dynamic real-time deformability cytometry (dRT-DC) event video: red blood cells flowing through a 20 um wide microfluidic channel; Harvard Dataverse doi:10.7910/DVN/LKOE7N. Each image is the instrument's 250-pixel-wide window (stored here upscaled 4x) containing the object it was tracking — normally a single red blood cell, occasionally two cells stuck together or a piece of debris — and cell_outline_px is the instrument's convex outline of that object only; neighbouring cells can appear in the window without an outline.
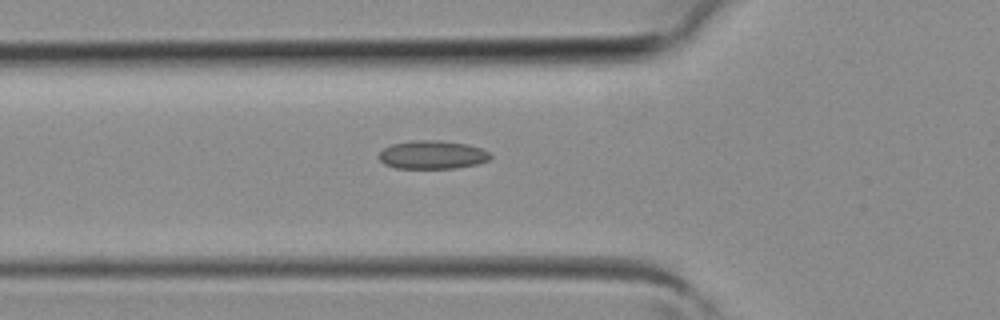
{"species": "common noctule bat (a hibernating species)", "species_latin": "Nyctalus noctula", "temperature_condition": "room temperature", "stored_images_in_passage": 38, "camera_frame_rate_fps": 3000, "um_per_image_px": 0.085, "animal": {"sex": "female", "body_mass_g": 19.3, "forearm_length_mm": 54.1}, "frame": {"image": 1, "passage_image": 13, "time_ms": 4.0, "image_size_px": [1000, 320], "cell_outline_px": [[492, 156], [488, 160], [476, 164], [456, 168], [396, 168], [384, 164], [376, 156], [384, 148], [392, 144], [412, 140], [440, 140], [464, 144], [480, 148], [488, 152]], "centroid_in_image_um": [36.7, 13.16], "position_along_channel_um": 89.1, "area_um2": 18.38}}
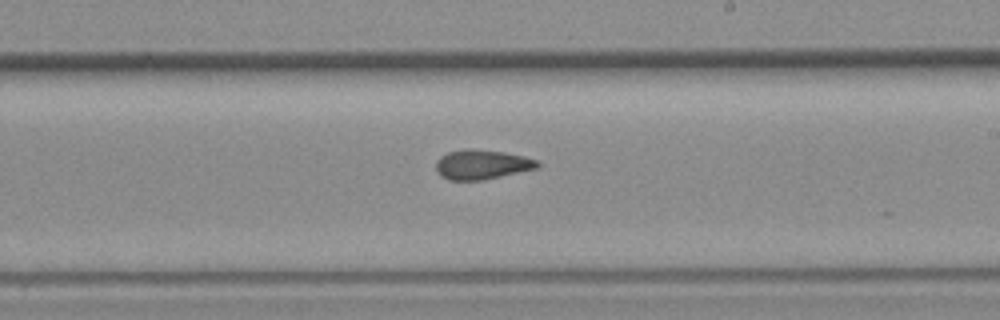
{"frame": {"image": 2, "passage_image": 22, "time_ms": 7.0, "image_size_px": [1000, 320], "cell_outline_px": [[540, 168], [480, 180], [448, 180], [440, 176], [436, 172], [436, 160], [440, 156], [448, 152], [464, 148], [468, 148], [504, 152], [524, 156], [540, 160]], "centroid_in_image_um": [40.96, 13.98], "position_along_channel_um": 248.0, "area_um2": 17.74}}
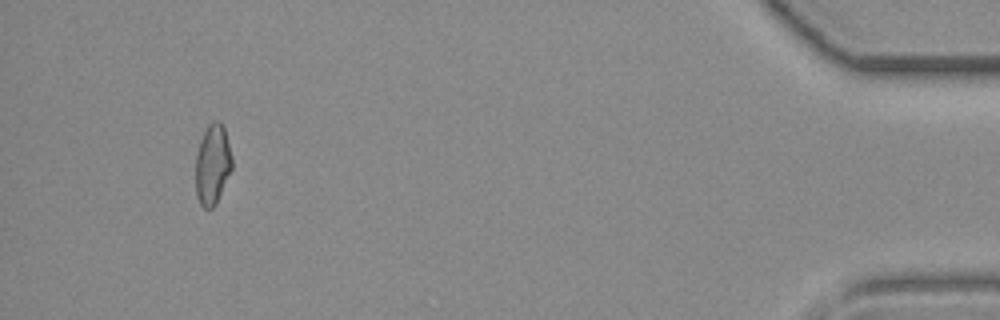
{"frame": {"image": 3, "passage_image": 36, "time_ms": 11.667, "image_size_px": [1000, 320], "cell_outline_px": [[232, 168], [216, 204], [212, 208], [204, 208], [200, 204], [196, 196], [196, 156], [200, 140], [208, 124], [212, 120], [220, 120], [224, 128], [232, 156]], "centroid_in_image_um": [18.06, 13.97], "position_along_channel_um": 417.1, "area_um2": 17.05}}